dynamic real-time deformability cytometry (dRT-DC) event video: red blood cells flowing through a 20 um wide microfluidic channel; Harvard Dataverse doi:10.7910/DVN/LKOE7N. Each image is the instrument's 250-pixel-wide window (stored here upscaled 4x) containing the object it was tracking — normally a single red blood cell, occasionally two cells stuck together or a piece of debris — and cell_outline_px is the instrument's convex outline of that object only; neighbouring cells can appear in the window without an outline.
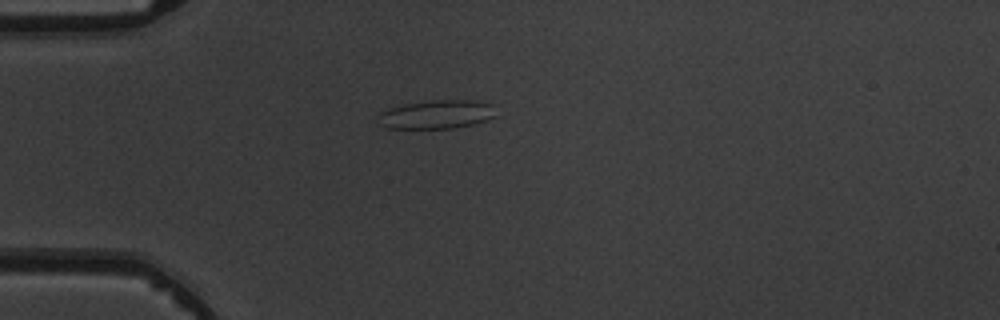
{"species": "common noctule bat (a hibernating species)", "species_latin": "Nyctalus noctula", "temperature_condition": "warm", "stored_images_in_passage": 6, "camera_frame_rate_fps": 3000, "um_per_image_px": 0.085, "animal": {"sex": "male", "body_mass_g": 19.5, "forearm_length_mm": 54.6}, "frame": {"image": 1, "passage_image": 6, "time_ms": 6.0, "image_size_px": [1000, 320], "cell_outline_px": [[496, 116], [472, 124], [452, 128], [388, 128], [380, 124], [376, 112], [388, 108], [404, 104], [432, 100], [476, 100], [496, 104]], "centroid_in_image_um": [37.12, 9.7], "position_along_channel_um": 47.9, "area_um2": 19.94}}